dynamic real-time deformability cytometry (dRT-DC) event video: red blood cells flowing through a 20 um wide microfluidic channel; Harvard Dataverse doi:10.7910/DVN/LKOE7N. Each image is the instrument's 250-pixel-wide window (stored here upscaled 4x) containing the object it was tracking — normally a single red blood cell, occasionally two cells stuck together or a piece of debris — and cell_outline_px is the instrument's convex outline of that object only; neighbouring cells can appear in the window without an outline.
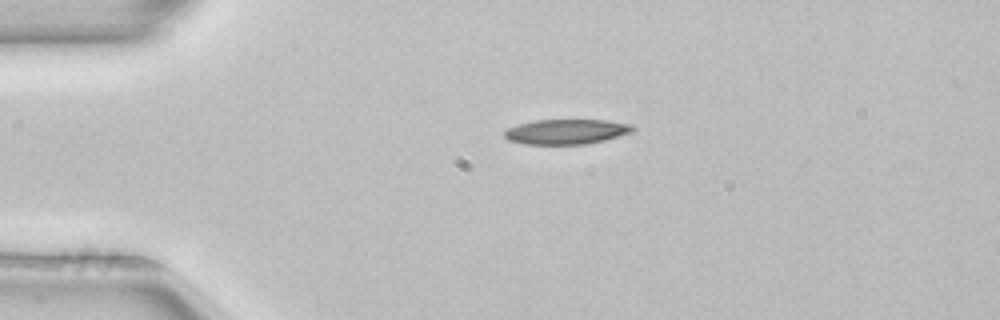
{"species": "common noctule bat (a hibernating species)", "species_latin": "Nyctalus noctula", "temperature_condition": "room temperature", "stored_images_in_passage": 1, "camera_frame_rate_fps": 3000, "um_per_image_px": 0.085, "animal": {"sex": "female", "body_mass_g": 22.7, "forearm_length_mm": 54.2}, "frame": {"image": 1, "passage_image": 1, "time_ms": 0.0, "image_size_px": [1000, 320], "cell_outline_px": [[636, 128], [632, 132], [604, 140], [584, 144], [524, 144], [508, 140], [504, 136], [504, 132], [508, 128], [516, 124], [536, 120], [608, 120], [632, 124]], "centroid_in_image_um": [48.14, 11.18], "position_along_channel_um": 36.9, "area_um2": 18.73}}